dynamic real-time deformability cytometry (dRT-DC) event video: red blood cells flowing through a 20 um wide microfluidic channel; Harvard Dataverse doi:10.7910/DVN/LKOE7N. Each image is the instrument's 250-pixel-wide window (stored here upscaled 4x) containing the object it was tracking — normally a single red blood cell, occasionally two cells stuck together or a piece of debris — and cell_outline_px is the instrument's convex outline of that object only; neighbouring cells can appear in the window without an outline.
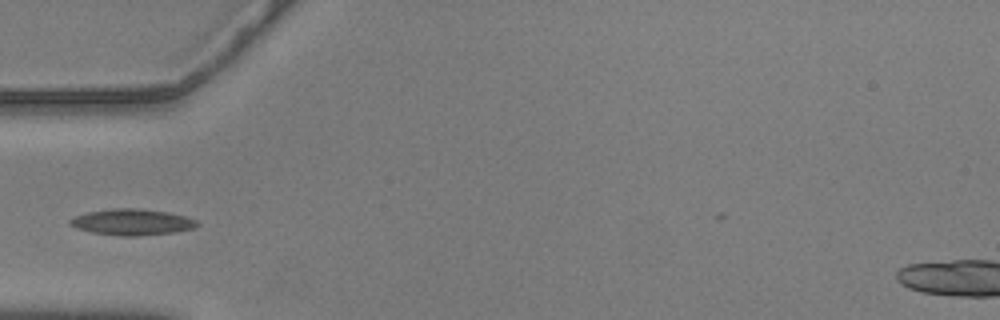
{"species": "common noctule bat (a hibernating species)", "species_latin": "Nyctalus noctula", "temperature_condition": "warm", "stored_images_in_passage": 39, "camera_frame_rate_fps": 3000, "um_per_image_px": 0.085, "animal": {"sex": "male", "body_mass_g": 20.5, "forearm_length_mm": 52.5}, "frame": {"image": 1, "passage_image": 1, "time_ms": 0.0, "image_size_px": [1000, 320], "cell_outline_px": [[200, 224], [196, 228], [176, 232], [140, 236], [120, 236], [92, 232], [76, 228], [68, 224], [68, 220], [72, 216], [88, 212], [112, 208], [140, 208], [168, 212], [184, 216], [196, 220]], "centroid_in_image_um": [11.22, 18.88], "position_along_channel_um": 73.8, "area_um2": 19.65}}
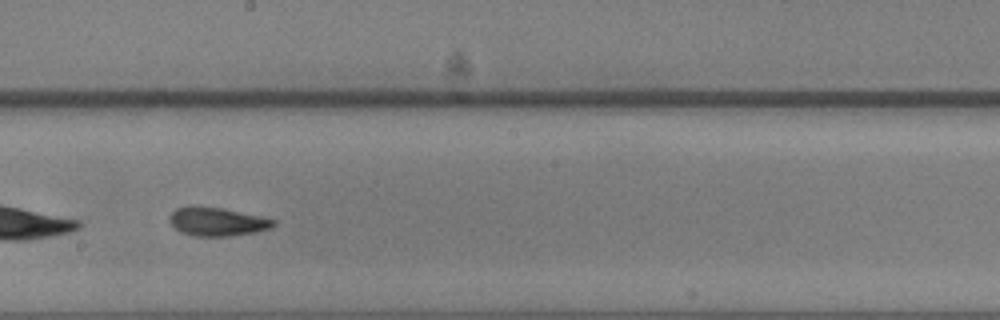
{"frame": {"image": 2, "passage_image": 14, "time_ms": 4.333, "image_size_px": [1000, 320], "cell_outline_px": [[276, 224], [272, 228], [256, 232], [228, 236], [196, 236], [180, 232], [168, 220], [168, 216], [176, 208], [188, 204], [192, 204], [224, 208], [260, 216], [276, 220]], "centroid_in_image_um": [18.43, 18.81], "position_along_channel_um": 229.8, "area_um2": 17.69}}
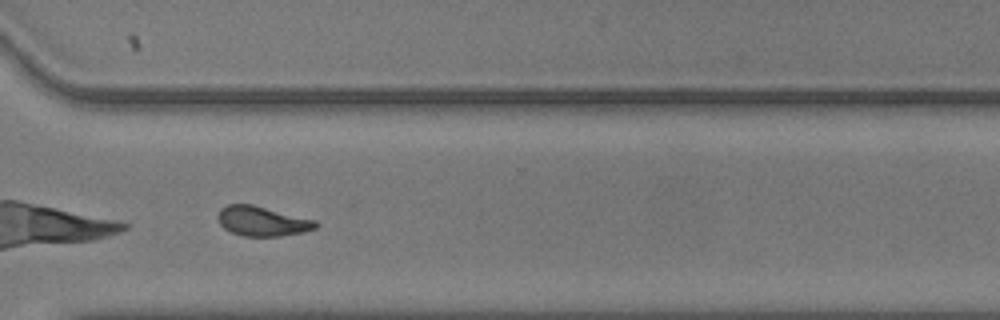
{"frame": {"image": 3, "passage_image": 24, "time_ms": 7.667, "image_size_px": [1000, 320], "cell_outline_px": [[320, 224], [316, 228], [304, 232], [280, 236], [244, 236], [232, 232], [224, 228], [220, 224], [220, 208], [228, 204], [252, 204], [316, 220]], "centroid_in_image_um": [22.34, 18.8], "position_along_channel_um": 348.3, "area_um2": 16.82}}